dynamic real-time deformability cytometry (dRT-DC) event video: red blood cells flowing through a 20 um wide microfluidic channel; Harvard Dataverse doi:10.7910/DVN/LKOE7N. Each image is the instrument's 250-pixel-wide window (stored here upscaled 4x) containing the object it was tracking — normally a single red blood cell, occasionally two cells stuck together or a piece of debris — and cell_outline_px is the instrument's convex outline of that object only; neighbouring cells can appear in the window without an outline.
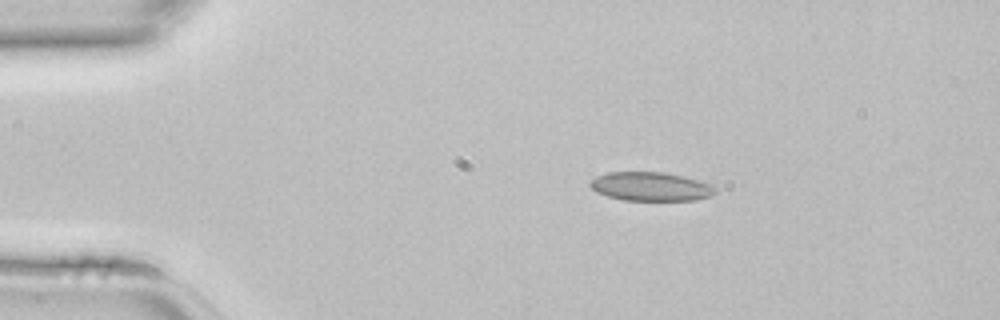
{"species": "common noctule bat (a hibernating species)", "species_latin": "Nyctalus noctula", "temperature_condition": "room temperature", "stored_images_in_passage": 37, "camera_frame_rate_fps": 3000, "um_per_image_px": 0.085, "animal": {"sex": "female", "body_mass_g": 22.7, "forearm_length_mm": 54.2}, "frame": {"image": 1, "passage_image": 1, "time_ms": 0.0, "image_size_px": [1000, 320], "cell_outline_px": [[716, 192], [708, 196], [696, 200], [624, 200], [608, 196], [596, 192], [588, 184], [588, 180], [596, 176], [608, 172], [664, 172], [684, 176], [712, 184], [716, 188]], "centroid_in_image_um": [55.29, 15.84], "position_along_channel_um": 29.7, "area_um2": 21.1}}
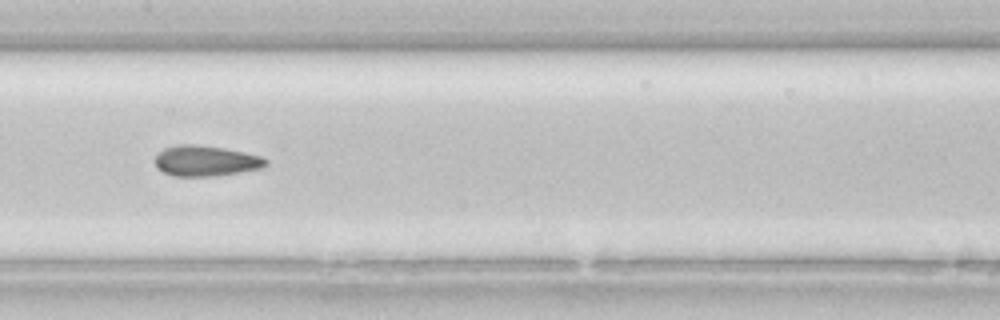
{"frame": {"image": 2, "passage_image": 15, "time_ms": 4.667, "image_size_px": [1000, 320], "cell_outline_px": [[268, 164], [264, 168], [216, 176], [172, 176], [156, 168], [156, 156], [164, 148], [180, 144], [192, 144], [224, 148], [244, 152], [260, 156], [268, 160]], "centroid_in_image_um": [17.51, 13.68], "position_along_channel_um": 189.9, "area_um2": 19.77}}
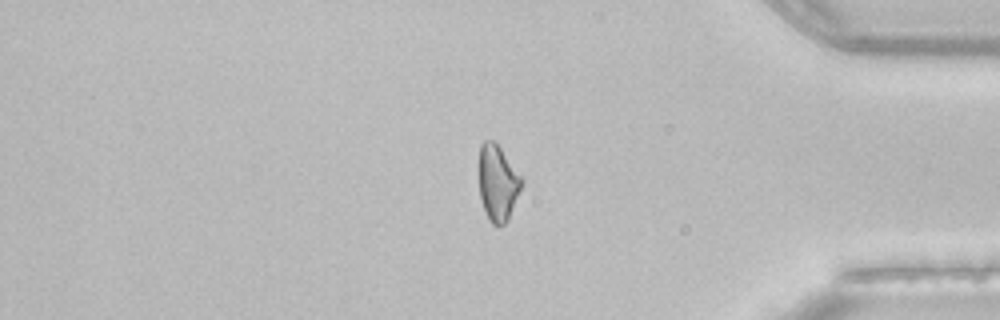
{"frame": {"image": 3, "passage_image": 30, "time_ms": 9.667, "image_size_px": [1000, 320], "cell_outline_px": [[524, 184], [508, 220], [500, 228], [492, 224], [488, 220], [484, 212], [480, 196], [476, 172], [480, 144], [484, 140], [496, 140], [524, 180]], "centroid_in_image_um": [42.27, 15.53], "position_along_channel_um": 392.9, "area_um2": 20.06}}